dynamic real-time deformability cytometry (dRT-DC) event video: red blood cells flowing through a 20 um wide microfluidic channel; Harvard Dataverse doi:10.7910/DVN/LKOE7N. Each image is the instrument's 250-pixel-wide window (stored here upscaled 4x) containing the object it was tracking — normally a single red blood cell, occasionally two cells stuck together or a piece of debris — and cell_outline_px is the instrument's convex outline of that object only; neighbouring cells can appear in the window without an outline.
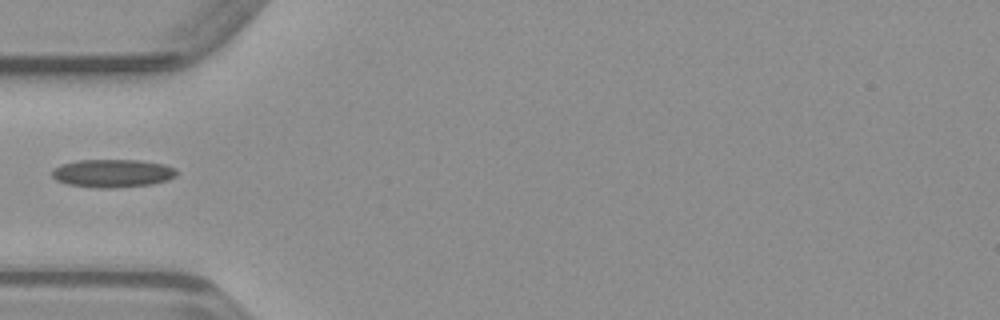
{"species": "common noctule bat (a hibernating species)", "species_latin": "Nyctalus noctula", "temperature_condition": "warm", "stored_images_in_passage": 34, "camera_frame_rate_fps": 3000, "um_per_image_px": 0.085, "animal": {"sex": "male", "body_mass_g": 23.1, "forearm_length_mm": 52.7}, "frame": {"image": 1, "passage_image": 1, "time_ms": 0.0, "image_size_px": [1000, 320], "cell_outline_px": [[176, 176], [168, 180], [152, 184], [116, 188], [96, 188], [68, 184], [56, 180], [52, 176], [52, 168], [60, 164], [76, 160], [136, 160], [164, 164], [176, 168]], "centroid_in_image_um": [9.55, 14.73], "position_along_channel_um": 75.5, "area_um2": 20.58}}
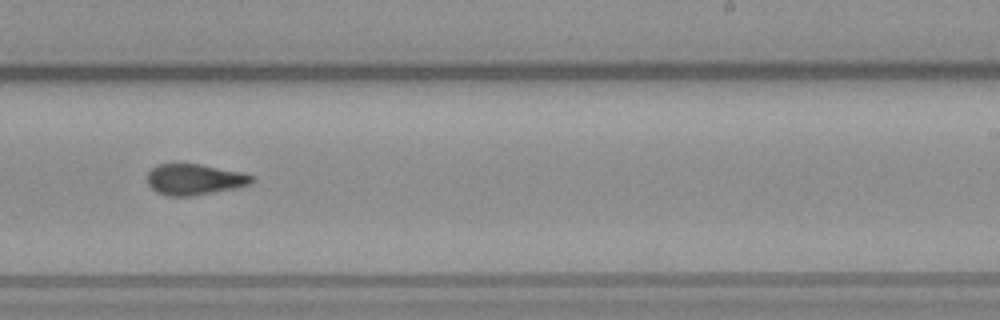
{"frame": {"image": 2, "passage_image": 15, "time_ms": 4.667, "image_size_px": [1000, 320], "cell_outline_px": [[256, 180], [252, 184], [236, 188], [192, 196], [168, 196], [156, 192], [148, 184], [148, 172], [156, 164], [200, 164], [240, 172], [256, 176]], "centroid_in_image_um": [16.57, 15.26], "position_along_channel_um": 272.4, "area_um2": 18.96}}
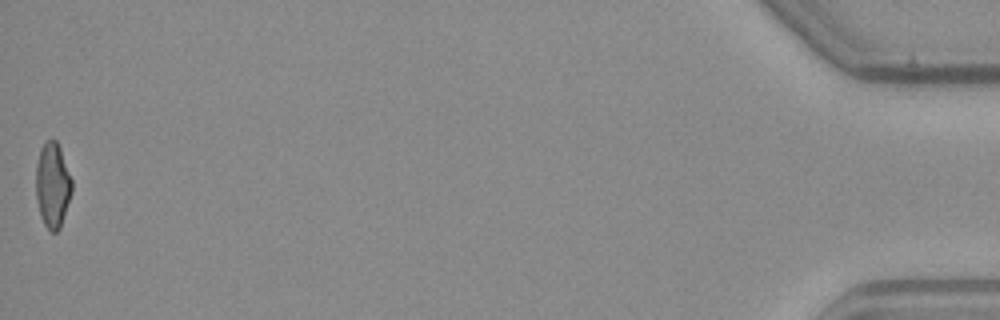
{"frame": {"image": 3, "passage_image": 34, "time_ms": 11.0, "image_size_px": [1000, 320], "cell_outline_px": [[72, 192], [60, 228], [56, 232], [52, 232], [44, 224], [40, 216], [36, 200], [36, 164], [40, 148], [44, 140], [52, 136], [56, 140], [60, 148], [72, 180]], "centroid_in_image_um": [4.45, 15.69], "position_along_channel_um": 430.7, "area_um2": 18.09}}